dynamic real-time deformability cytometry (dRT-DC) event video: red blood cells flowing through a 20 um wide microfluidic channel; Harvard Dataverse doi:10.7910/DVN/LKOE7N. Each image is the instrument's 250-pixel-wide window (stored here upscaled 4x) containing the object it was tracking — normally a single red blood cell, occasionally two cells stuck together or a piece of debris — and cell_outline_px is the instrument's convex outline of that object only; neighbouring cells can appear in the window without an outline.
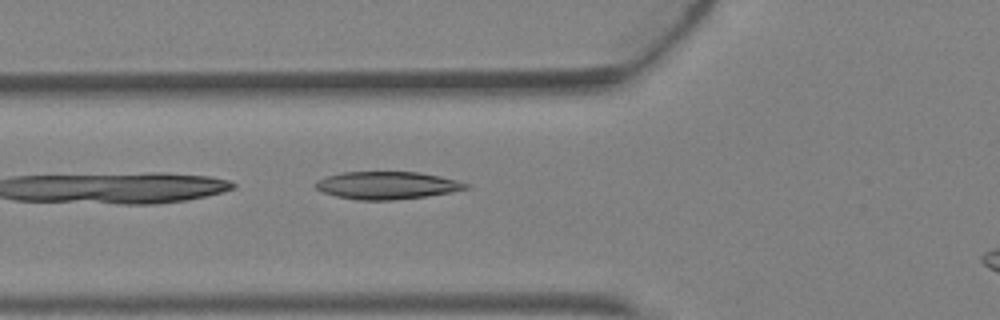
{"species": "Egyptian fruit bat (a non-hibernating species)", "species_latin": "Rousettus aegyptiacus", "temperature_condition": "warm", "stored_images_in_passage": 6, "segment_of_instrument_passage": [1, 2], "camera_frame_rate_fps": 3000, "um_per_image_px": 0.085, "animal": {"sex": "female"}, "frame": {"image": 1, "passage_image": 5, "time_ms": 1.333, "image_size_px": [1000, 320], "cell_outline_px": [[468, 188], [452, 192], [428, 196], [392, 200], [360, 200], [336, 196], [324, 192], [316, 188], [312, 184], [316, 180], [328, 176], [344, 172], [420, 172], [440, 176], [456, 180], [468, 184]], "centroid_in_image_um": [32.89, 15.75], "position_along_channel_um": 92.9, "area_um2": 24.1}}